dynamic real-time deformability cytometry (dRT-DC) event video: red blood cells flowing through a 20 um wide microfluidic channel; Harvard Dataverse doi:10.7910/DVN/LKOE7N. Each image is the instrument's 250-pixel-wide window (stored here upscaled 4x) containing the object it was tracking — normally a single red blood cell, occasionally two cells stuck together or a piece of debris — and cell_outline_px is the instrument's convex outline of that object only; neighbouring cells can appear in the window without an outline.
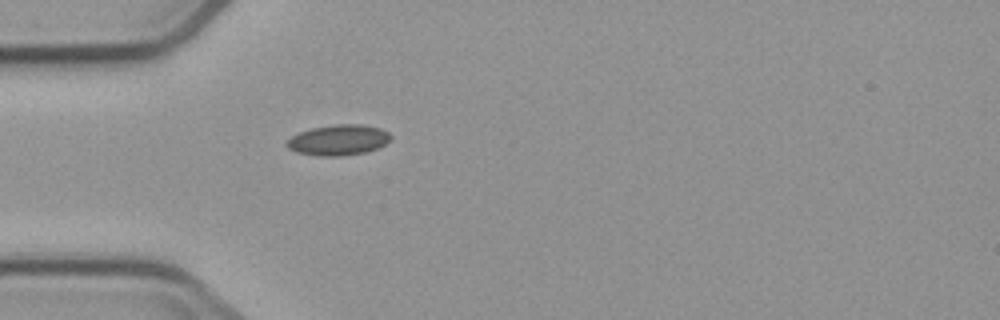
{"species": "common noctule bat (a hibernating species)", "species_latin": "Nyctalus noctula", "temperature_condition": "cold", "stored_images_in_passage": 2, "camera_frame_rate_fps": 3000, "um_per_image_px": 0.085, "animal": {"sex": "male", "body_mass_g": 23.1, "forearm_length_mm": 52.7}, "frame": {"image": 1, "passage_image": 2, "time_ms": 4.333, "image_size_px": [1000, 320], "cell_outline_px": [[392, 136], [384, 144], [376, 148], [364, 152], [340, 156], [320, 156], [296, 152], [288, 148], [284, 144], [292, 136], [300, 132], [312, 128], [332, 124], [360, 124], [380, 128], [388, 132]], "centroid_in_image_um": [28.73, 11.89], "position_along_channel_um": 56.3, "area_um2": 18.38}}